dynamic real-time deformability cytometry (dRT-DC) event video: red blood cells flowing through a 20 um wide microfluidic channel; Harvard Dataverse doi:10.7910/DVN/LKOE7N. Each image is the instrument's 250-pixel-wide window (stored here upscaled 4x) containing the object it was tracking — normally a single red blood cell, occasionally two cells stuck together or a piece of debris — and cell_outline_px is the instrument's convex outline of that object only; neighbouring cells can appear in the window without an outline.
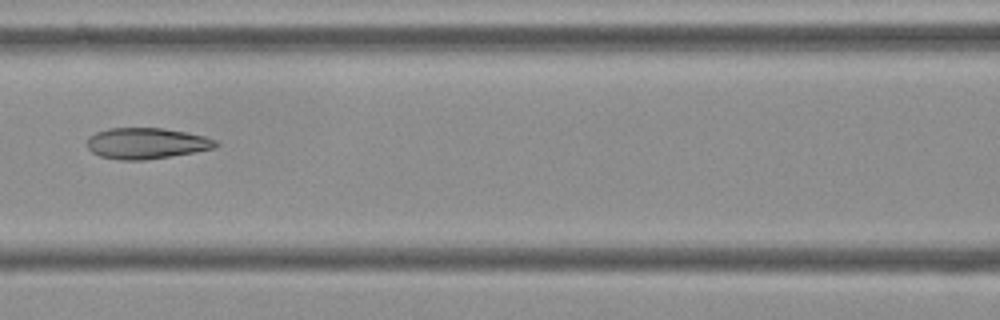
{"species": "Egyptian fruit bat (a non-hibernating species)", "species_latin": "Rousettus aegyptiacus", "temperature_condition": "cold", "stored_images_in_passage": 7, "camera_frame_rate_fps": 3000, "um_per_image_px": 0.085, "frame": {"image": 1, "passage_image": 7, "time_ms": 2.0, "image_size_px": [1000, 320], "cell_outline_px": [[220, 144], [212, 148], [192, 152], [144, 160], [124, 160], [100, 156], [92, 152], [88, 148], [88, 136], [96, 132], [108, 128], [164, 128], [204, 136], [216, 140]], "centroid_in_image_um": [12.41, 12.17], "position_along_channel_um": 154.2, "area_um2": 22.95}}